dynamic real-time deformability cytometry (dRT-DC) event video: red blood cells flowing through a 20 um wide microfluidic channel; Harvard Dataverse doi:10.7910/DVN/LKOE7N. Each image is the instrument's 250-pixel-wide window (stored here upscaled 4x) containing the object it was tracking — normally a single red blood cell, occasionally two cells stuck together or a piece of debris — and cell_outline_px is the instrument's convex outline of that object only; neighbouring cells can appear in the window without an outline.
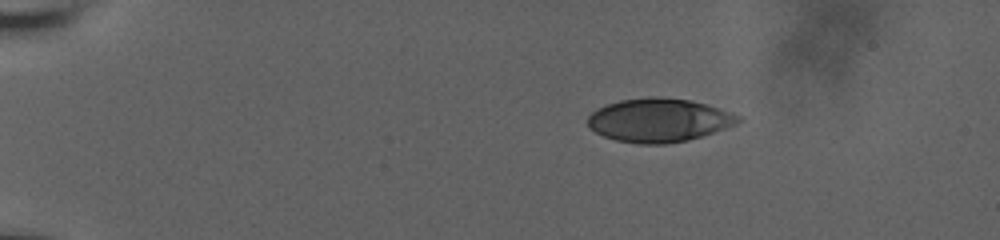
{"species": "human", "species_latin": "Homo sapiens", "temperature_condition": "room temperature", "stored_images_in_passage": 7, "camera_frame_rate_fps": 3000, "um_per_image_px": 0.085, "donor": {"sex": "male"}, "frame": {"image": 1, "passage_image": 1, "time_ms": 0.0, "image_size_px": [1000, 240], "cell_outline_px": [[744, 120], [736, 124], [688, 140], [664, 144], [640, 144], [616, 140], [604, 136], [588, 128], [588, 116], [592, 112], [608, 104], [620, 100], [652, 96], [660, 96], [688, 100], [704, 104], [732, 112], [744, 116]], "centroid_in_image_um": [56.02, 10.21], "position_along_channel_um": 29.0, "area_um2": 38.09}}
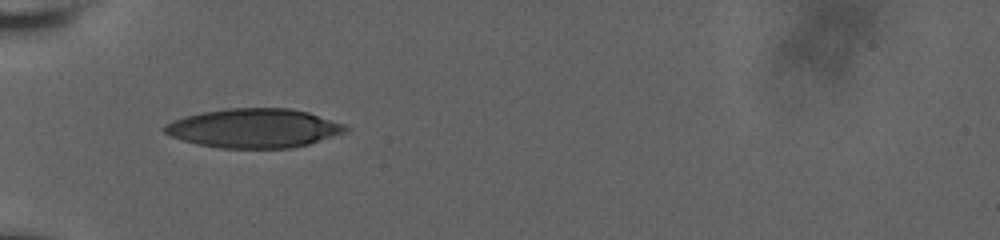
{"frame": {"image": 2, "passage_image": 5, "time_ms": 3.333, "image_size_px": [1000, 240], "cell_outline_px": [[348, 132], [308, 144], [292, 148], [220, 148], [196, 144], [172, 136], [164, 132], [160, 128], [164, 124], [172, 120], [184, 116], [204, 112], [228, 108], [292, 108], [308, 112], [344, 124], [348, 128]], "centroid_in_image_um": [21.58, 10.9], "position_along_channel_um": 63.4, "area_um2": 41.38}}